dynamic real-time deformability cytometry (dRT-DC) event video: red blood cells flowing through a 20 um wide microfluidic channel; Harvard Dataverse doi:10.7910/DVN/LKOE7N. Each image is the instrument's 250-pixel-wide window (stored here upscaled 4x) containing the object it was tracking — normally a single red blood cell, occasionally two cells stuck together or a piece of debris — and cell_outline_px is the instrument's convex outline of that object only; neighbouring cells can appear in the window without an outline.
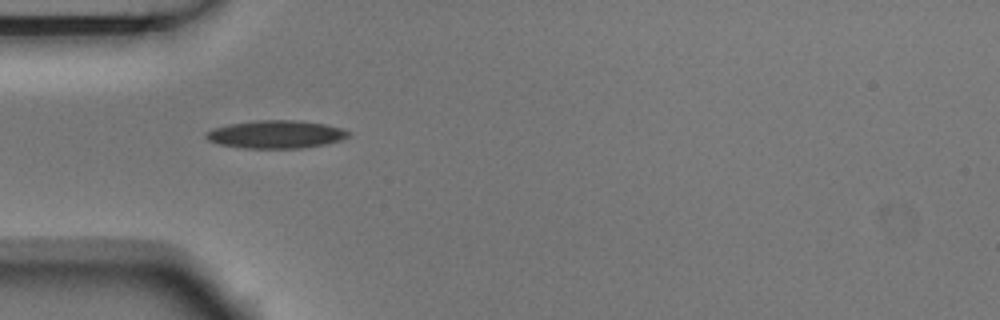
{"species": "Egyptian fruit bat (a non-hibernating species)", "species_latin": "Rousettus aegyptiacus", "temperature_condition": "room temperature", "stored_images_in_passage": 2, "camera_frame_rate_fps": 3000, "um_per_image_px": 0.085, "animal": {"sex": "male"}, "frame": {"image": 1, "passage_image": 1, "time_ms": 0.0, "image_size_px": [1000, 320], "cell_outline_px": [[352, 132], [348, 136], [340, 140], [324, 144], [300, 148], [244, 148], [220, 144], [208, 140], [204, 136], [204, 132], [212, 128], [228, 124], [256, 120], [296, 120], [324, 124], [344, 128]], "centroid_in_image_um": [23.43, 11.41], "position_along_channel_um": 61.6, "area_um2": 23.24}}
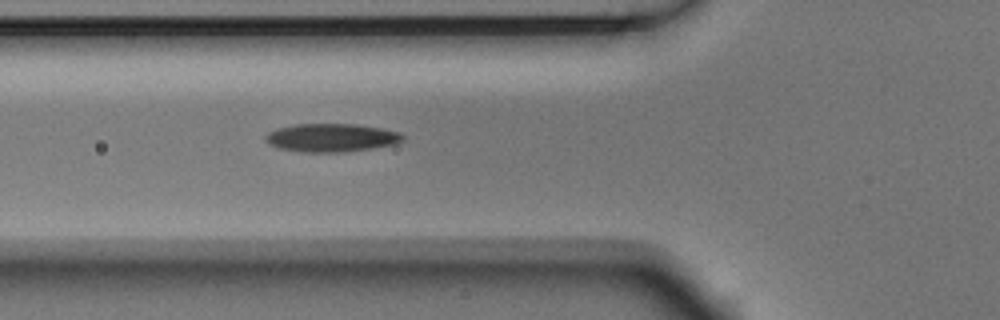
{"frame": {"image": 2, "passage_image": 2, "time_ms": 0.333, "image_size_px": [1000, 320], "cell_outline_px": [[404, 140], [396, 144], [372, 148], [344, 152], [300, 152], [280, 148], [264, 140], [264, 136], [268, 132], [276, 128], [296, 124], [356, 124], [380, 128], [400, 132], [404, 136]], "centroid_in_image_um": [28.18, 11.7], "position_along_channel_um": 97.6, "area_um2": 22.66}}